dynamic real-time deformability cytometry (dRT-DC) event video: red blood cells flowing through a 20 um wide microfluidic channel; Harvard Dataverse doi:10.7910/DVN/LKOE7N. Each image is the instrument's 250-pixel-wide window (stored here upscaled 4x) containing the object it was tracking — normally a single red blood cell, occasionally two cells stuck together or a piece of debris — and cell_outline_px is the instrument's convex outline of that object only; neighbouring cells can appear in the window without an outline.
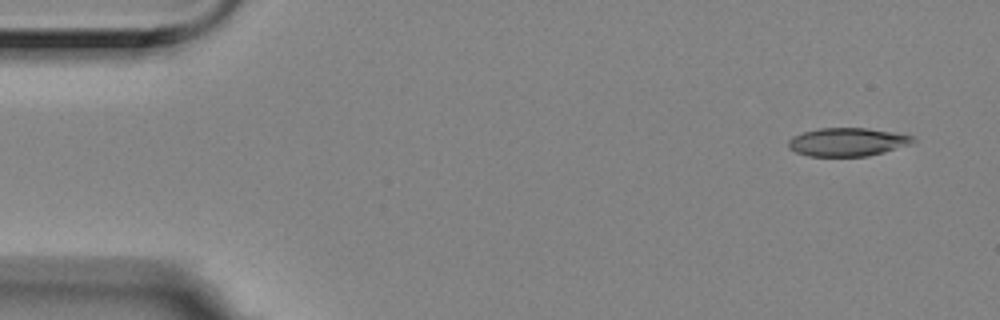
{"species": "Egyptian fruit bat (a non-hibernating species)", "species_latin": "Rousettus aegyptiacus", "temperature_condition": "room temperature", "stored_images_in_passage": 5, "camera_frame_rate_fps": 3000, "um_per_image_px": 0.085, "animal": {"sex": "female"}, "frame": {"image": 1, "passage_image": 1, "time_ms": 0.0, "image_size_px": [1000, 320], "cell_outline_px": [[916, 140], [912, 144], [884, 152], [868, 156], [808, 156], [796, 152], [788, 148], [788, 140], [792, 136], [804, 132], [820, 128], [868, 128], [892, 132], [912, 136]], "centroid_in_image_um": [72.02, 12.07], "position_along_channel_um": 13.0, "area_um2": 20.58}}
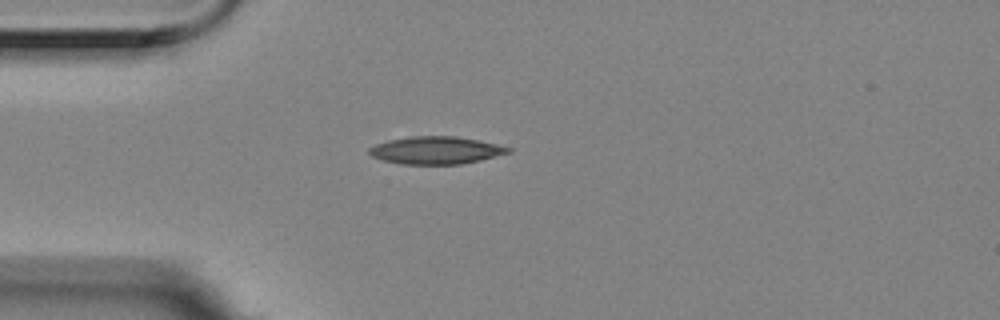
{"frame": {"image": 2, "passage_image": 4, "time_ms": 1.0, "image_size_px": [1000, 320], "cell_outline_px": [[512, 152], [480, 160], [460, 164], [404, 164], [384, 160], [372, 156], [368, 152], [368, 148], [376, 144], [388, 140], [412, 136], [456, 136], [480, 140], [512, 148]], "centroid_in_image_um": [37.07, 12.77], "position_along_channel_um": 47.9, "area_um2": 22.25}}